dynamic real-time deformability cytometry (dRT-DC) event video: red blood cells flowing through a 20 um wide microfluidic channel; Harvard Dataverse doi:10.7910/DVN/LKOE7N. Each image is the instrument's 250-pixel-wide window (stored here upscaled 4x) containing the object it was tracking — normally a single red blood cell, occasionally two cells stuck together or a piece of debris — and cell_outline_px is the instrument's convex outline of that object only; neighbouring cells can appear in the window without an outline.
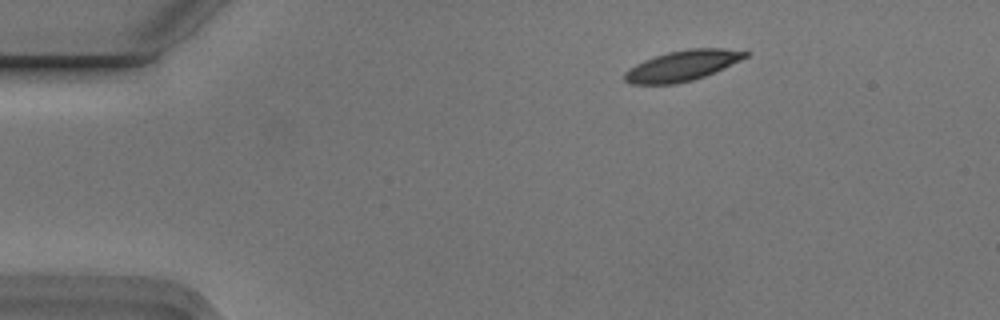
{"species": "Egyptian fruit bat (a non-hibernating species)", "species_latin": "Rousettus aegyptiacus", "temperature_condition": "cold", "stored_images_in_passage": 5, "camera_frame_rate_fps": 3000, "um_per_image_px": 0.085, "animal": {"sex": "male"}, "frame": {"image": 1, "passage_image": 3, "time_ms": 0.667, "image_size_px": [1000, 320], "cell_outline_px": [[748, 56], [724, 68], [704, 76], [692, 80], [676, 84], [632, 84], [624, 80], [624, 72], [628, 68], [644, 60], [668, 52], [688, 48], [724, 48], [748, 52]], "centroid_in_image_um": [57.97, 5.58], "position_along_channel_um": 27.0, "area_um2": 21.33}}